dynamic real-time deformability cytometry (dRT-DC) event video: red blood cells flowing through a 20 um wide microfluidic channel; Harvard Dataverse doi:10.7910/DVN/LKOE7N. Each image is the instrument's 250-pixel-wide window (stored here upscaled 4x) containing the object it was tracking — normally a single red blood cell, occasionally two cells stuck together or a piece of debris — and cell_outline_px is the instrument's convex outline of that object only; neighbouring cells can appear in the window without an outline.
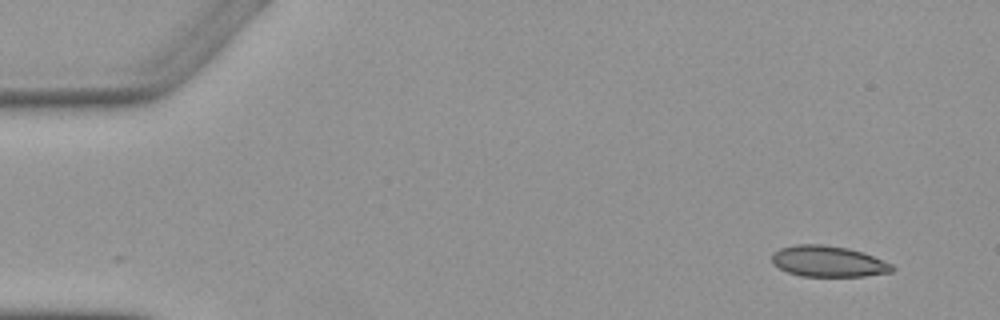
{"species": "Egyptian fruit bat (a non-hibernating species)", "species_latin": "Rousettus aegyptiacus", "temperature_condition": "warm", "stored_images_in_passage": 4, "camera_frame_rate_fps": 3000, "um_per_image_px": 0.085, "animal": {"sex": "female"}, "frame": {"image": 1, "passage_image": 1, "time_ms": 0.0, "image_size_px": [1000, 320], "cell_outline_px": [[896, 268], [892, 272], [864, 276], [800, 276], [788, 272], [772, 264], [772, 252], [780, 248], [796, 244], [824, 244], [848, 248], [864, 252], [892, 264]], "centroid_in_image_um": [70.4, 22.21], "position_along_channel_um": 14.6, "area_um2": 21.91}}
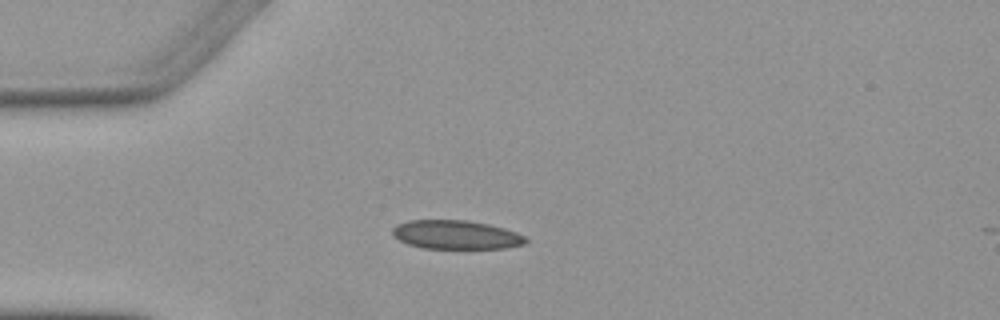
{"frame": {"image": 2, "passage_image": 4, "time_ms": 3.333, "image_size_px": [1000, 320], "cell_outline_px": [[528, 240], [524, 244], [504, 248], [424, 248], [408, 244], [392, 236], [392, 228], [396, 224], [408, 220], [468, 220], [488, 224], [504, 228], [516, 232], [524, 236]], "centroid_in_image_um": [38.73, 19.94], "position_along_channel_um": 46.3, "area_um2": 22.37}}